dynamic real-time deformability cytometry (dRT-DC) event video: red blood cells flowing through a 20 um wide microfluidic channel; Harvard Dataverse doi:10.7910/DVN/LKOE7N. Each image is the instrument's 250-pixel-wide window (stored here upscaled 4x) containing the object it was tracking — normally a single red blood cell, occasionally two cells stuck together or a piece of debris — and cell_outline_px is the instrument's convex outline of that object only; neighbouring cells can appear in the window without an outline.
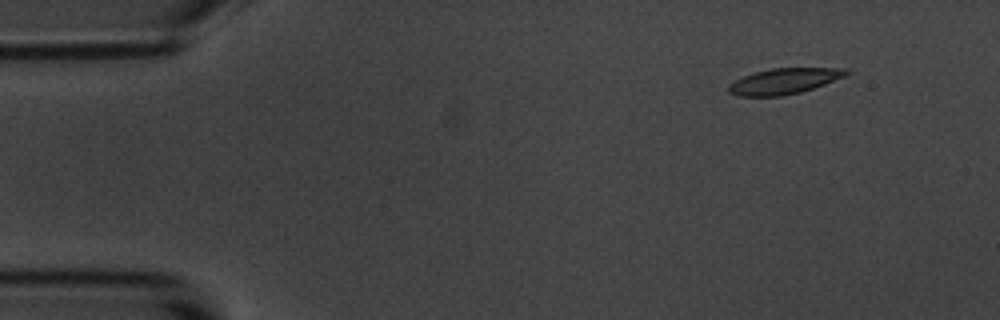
{"species": "common noctule bat (a hibernating species)", "species_latin": "Nyctalus noctula", "temperature_condition": "room temperature", "stored_images_in_passage": 4, "camera_frame_rate_fps": 3000, "um_per_image_px": 0.085, "animal": {"sex": "male", "body_mass_g": 20.1, "forearm_length_mm": 53.5}, "frame": {"image": 1, "passage_image": 2, "time_ms": 1.333, "image_size_px": [1000, 320], "cell_outline_px": [[852, 72], [848, 76], [800, 92], [780, 96], [736, 96], [728, 92], [728, 84], [744, 76], [756, 72], [772, 68], [848, 68]], "centroid_in_image_um": [66.69, 6.89], "position_along_channel_um": 18.3, "area_um2": 17.69}}